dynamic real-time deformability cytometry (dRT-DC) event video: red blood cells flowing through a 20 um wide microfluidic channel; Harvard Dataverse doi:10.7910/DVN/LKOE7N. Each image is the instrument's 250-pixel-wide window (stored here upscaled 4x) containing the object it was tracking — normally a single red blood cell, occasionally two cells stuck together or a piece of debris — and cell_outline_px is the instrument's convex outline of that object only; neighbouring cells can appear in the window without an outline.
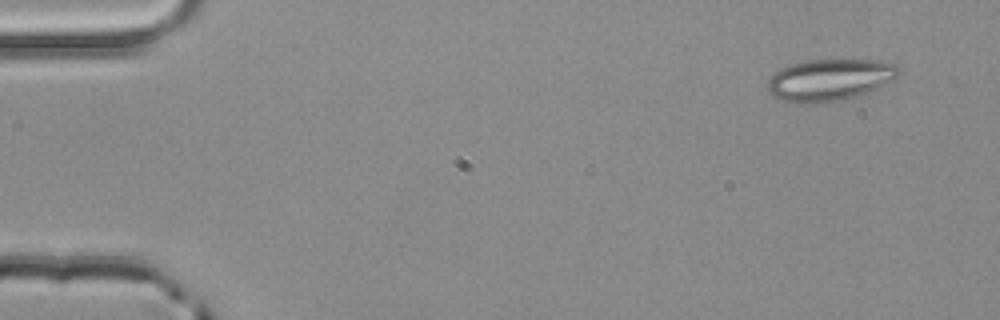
{"species": "common noctule bat (a hibernating species)", "species_latin": "Nyctalus noctula", "temperature_condition": "room temperature", "stored_images_in_passage": 4, "camera_frame_rate_fps": 3000, "um_per_image_px": 0.085, "animal": {"sex": "male", "body_mass_g": 20.4}, "frame": {"image": 1, "passage_image": 1, "time_ms": 0.0, "image_size_px": [1000, 320], "cell_outline_px": [[900, 76], [868, 92], [856, 96], [840, 100], [808, 104], [796, 104], [780, 100], [772, 96], [768, 92], [768, 80], [780, 68], [788, 64], [804, 60], [880, 60], [900, 64]], "centroid_in_image_um": [70.52, 6.78], "position_along_channel_um": 14.5, "area_um2": 32.37}}